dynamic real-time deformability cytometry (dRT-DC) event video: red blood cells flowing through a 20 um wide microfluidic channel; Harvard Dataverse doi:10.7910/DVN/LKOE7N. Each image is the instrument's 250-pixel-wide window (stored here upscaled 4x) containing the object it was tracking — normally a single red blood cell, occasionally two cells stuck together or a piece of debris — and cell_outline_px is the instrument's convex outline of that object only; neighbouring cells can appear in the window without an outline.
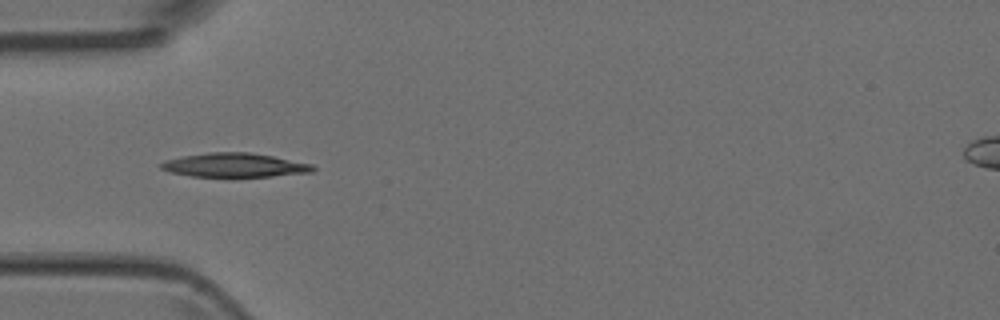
{"species": "Egyptian fruit bat (a non-hibernating species)", "species_latin": "Rousettus aegyptiacus", "temperature_condition": "room temperature", "stored_images_in_passage": 7, "camera_frame_rate_fps": 3000, "um_per_image_px": 0.085, "animal": {"sex": "female"}, "frame": {"image": 1, "passage_image": 5, "time_ms": 1.333, "image_size_px": [1000, 320], "cell_outline_px": [[316, 168], [312, 172], [232, 180], [192, 176], [172, 172], [160, 168], [160, 164], [164, 160], [184, 156], [208, 152], [248, 152], [272, 156], [312, 164]], "centroid_in_image_um": [19.93, 14.08], "position_along_channel_um": 65.1, "area_um2": 22.08}}
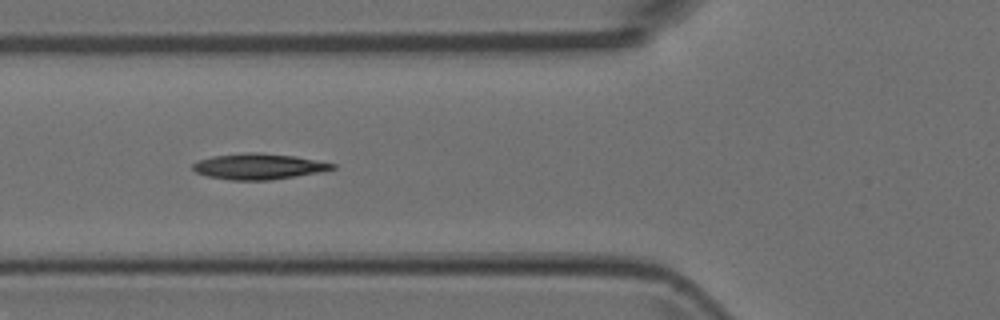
{"frame": {"image": 2, "passage_image": 6, "time_ms": 1.667, "image_size_px": [1000, 320], "cell_outline_px": [[336, 168], [320, 172], [272, 180], [228, 180], [208, 176], [196, 172], [192, 168], [192, 164], [196, 160], [212, 156], [244, 152], [260, 152], [296, 156], [336, 164]], "centroid_in_image_um": [21.96, 14.14], "position_along_channel_um": 103.8, "area_um2": 21.21}}
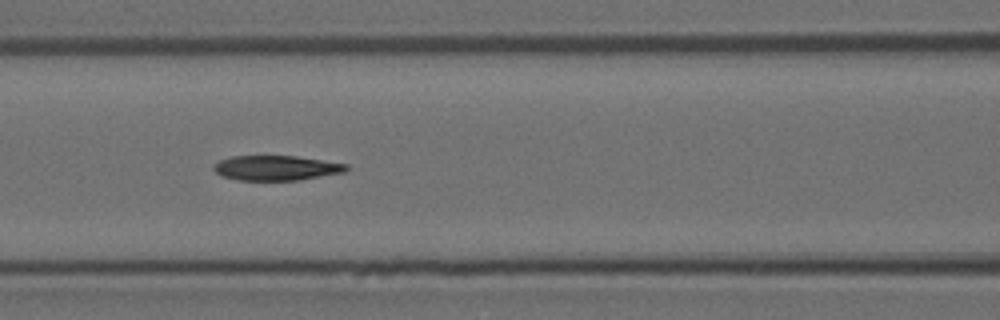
{"frame": {"image": 3, "passage_image": 7, "time_ms": 2.0, "image_size_px": [1000, 320], "cell_outline_px": [[348, 168], [344, 172], [300, 180], [240, 180], [224, 176], [216, 172], [212, 168], [212, 164], [220, 160], [232, 156], [296, 156], [348, 164]], "centroid_in_image_um": [23.47, 14.27], "position_along_channel_um": 143.1, "area_um2": 19.13}}